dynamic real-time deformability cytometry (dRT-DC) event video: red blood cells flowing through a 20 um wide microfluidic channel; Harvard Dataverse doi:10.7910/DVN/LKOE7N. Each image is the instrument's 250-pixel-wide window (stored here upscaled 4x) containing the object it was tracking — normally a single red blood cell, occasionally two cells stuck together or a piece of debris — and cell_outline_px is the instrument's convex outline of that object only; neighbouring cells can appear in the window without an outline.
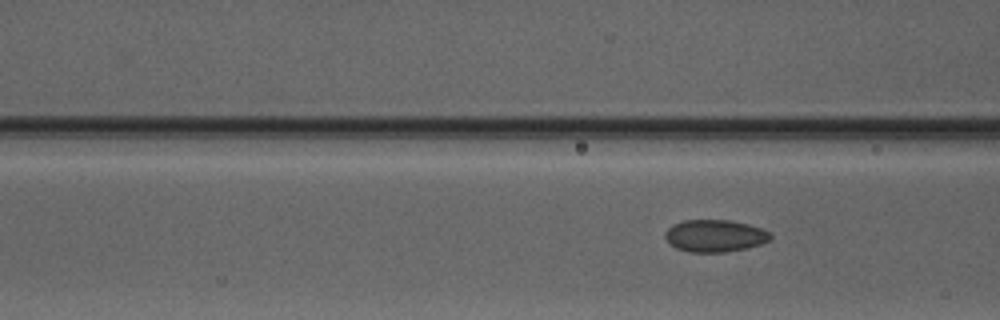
{"species": "Egyptian fruit bat (a non-hibernating species)", "species_latin": "Rousettus aegyptiacus", "temperature_condition": "warm", "stored_images_in_passage": 7, "camera_frame_rate_fps": 3000, "um_per_image_px": 0.085, "animal": {"sex": "male"}, "frame": {"image": 1, "passage_image": 7, "time_ms": 8.0, "image_size_px": [1000, 320], "cell_outline_px": [[772, 236], [768, 240], [760, 244], [744, 248], [724, 252], [688, 252], [676, 248], [664, 236], [664, 232], [672, 224], [684, 220], [728, 220], [748, 224], [760, 228], [768, 232]], "centroid_in_image_um": [60.72, 20.03], "position_along_channel_um": 105.9, "area_um2": 19.54}}